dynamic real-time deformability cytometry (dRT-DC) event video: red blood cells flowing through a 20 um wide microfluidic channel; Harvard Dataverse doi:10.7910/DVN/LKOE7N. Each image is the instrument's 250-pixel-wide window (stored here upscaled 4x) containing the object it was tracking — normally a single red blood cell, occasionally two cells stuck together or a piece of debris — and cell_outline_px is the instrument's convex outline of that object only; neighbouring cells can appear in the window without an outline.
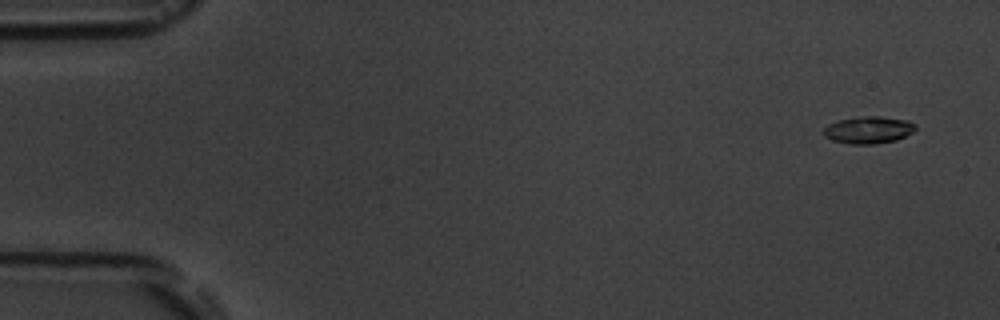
{"species": "common noctule bat (a hibernating species)", "species_latin": "Nyctalus noctula", "temperature_condition": "room temperature", "stored_images_in_passage": 5, "camera_frame_rate_fps": 3000, "um_per_image_px": 0.085, "animal": {"sex": "male", "body_mass_g": 19.5, "forearm_length_mm": 54.6}, "frame": {"image": 1, "passage_image": 1, "time_ms": 0.0, "image_size_px": [1000, 320], "cell_outline_px": [[916, 128], [912, 132], [896, 140], [876, 144], [852, 144], [832, 140], [824, 136], [824, 128], [828, 124], [840, 120], [860, 116], [880, 116], [908, 120], [916, 124]], "centroid_in_image_um": [73.83, 11.04], "position_along_channel_um": 11.2, "area_um2": 14.51}}
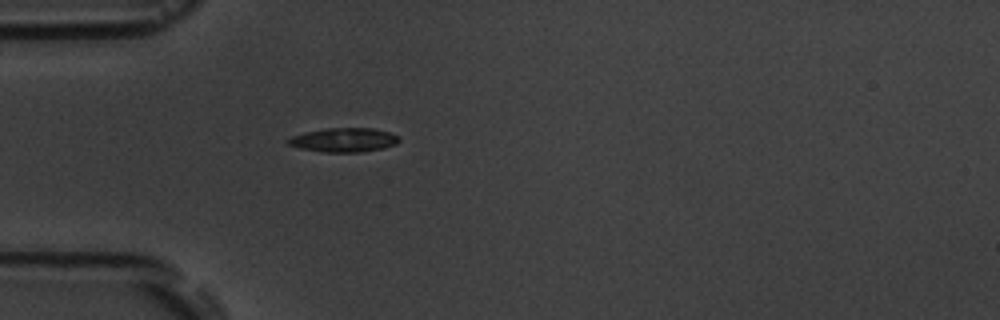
{"frame": {"image": 2, "passage_image": 5, "time_ms": 4.667, "image_size_px": [1000, 320], "cell_outline_px": [[400, 140], [396, 144], [384, 148], [360, 152], [324, 152], [300, 148], [288, 144], [284, 140], [292, 136], [304, 132], [328, 128], [372, 128], [388, 132], [400, 136]], "centroid_in_image_um": [29.22, 11.89], "position_along_channel_um": 55.8, "area_um2": 15.61}}